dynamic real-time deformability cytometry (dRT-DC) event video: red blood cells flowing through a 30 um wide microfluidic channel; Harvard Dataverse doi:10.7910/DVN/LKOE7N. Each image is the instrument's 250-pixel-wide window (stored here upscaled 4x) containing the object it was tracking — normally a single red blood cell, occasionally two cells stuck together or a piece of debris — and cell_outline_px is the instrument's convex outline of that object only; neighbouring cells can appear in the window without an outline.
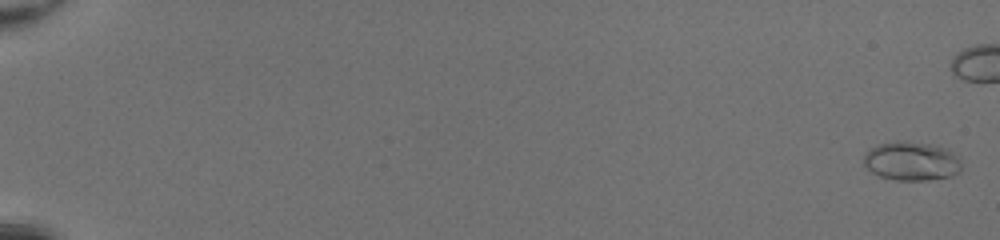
{"species": "common noctule bat (a hibernating species)", "species_latin": "Nyctalus noctula", "temperature_condition": "room temperature", "stored_images_in_passage": 45, "camera_frame_rate_fps": 3000, "um_per_image_px": 0.085, "animal": {"sex": "female", "body_mass_g": 20.0, "forearm_length_mm": 54.0}, "frame": {"image": 1, "passage_image": 2, "time_ms": 0.333, "image_size_px": [1000, 240], "cell_outline_px": [[960, 172], [948, 176], [928, 180], [896, 180], [880, 176], [872, 172], [864, 164], [864, 152], [868, 148], [876, 144], [896, 140], [900, 140], [928, 144], [944, 148], [960, 156]], "centroid_in_image_um": [77.44, 13.68], "position_along_channel_um": 7.6, "area_um2": 22.25}}
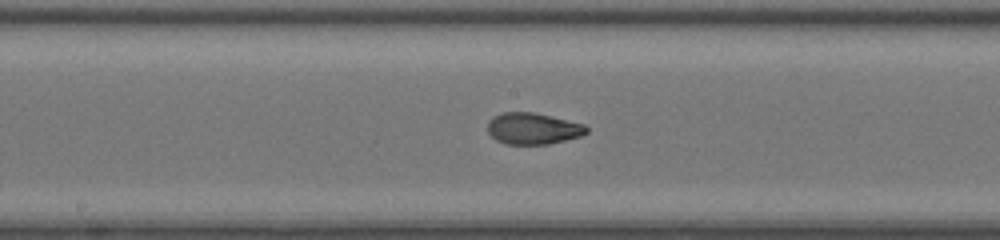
{"frame": {"image": 2, "passage_image": 31, "time_ms": 10.0, "image_size_px": [1000, 240], "cell_outline_px": [[588, 132], [580, 136], [548, 144], [504, 144], [496, 140], [488, 132], [488, 120], [492, 116], [504, 112], [532, 112], [584, 124], [588, 128]], "centroid_in_image_um": [45.27, 10.93], "position_along_channel_um": 202.9, "area_um2": 18.03}}
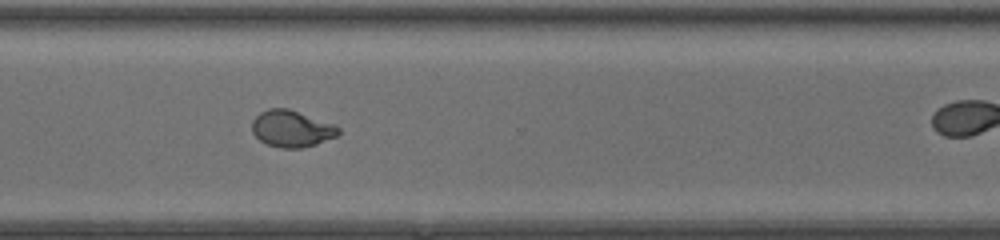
{"frame": {"image": 3, "passage_image": 41, "time_ms": 13.333, "image_size_px": [1000, 240], "cell_outline_px": [[340, 132], [336, 136], [316, 144], [300, 148], [280, 148], [268, 144], [260, 140], [252, 132], [252, 120], [260, 112], [268, 108], [288, 108], [336, 124], [340, 128]], "centroid_in_image_um": [24.8, 10.92], "position_along_channel_um": 345.8, "area_um2": 18.55}}